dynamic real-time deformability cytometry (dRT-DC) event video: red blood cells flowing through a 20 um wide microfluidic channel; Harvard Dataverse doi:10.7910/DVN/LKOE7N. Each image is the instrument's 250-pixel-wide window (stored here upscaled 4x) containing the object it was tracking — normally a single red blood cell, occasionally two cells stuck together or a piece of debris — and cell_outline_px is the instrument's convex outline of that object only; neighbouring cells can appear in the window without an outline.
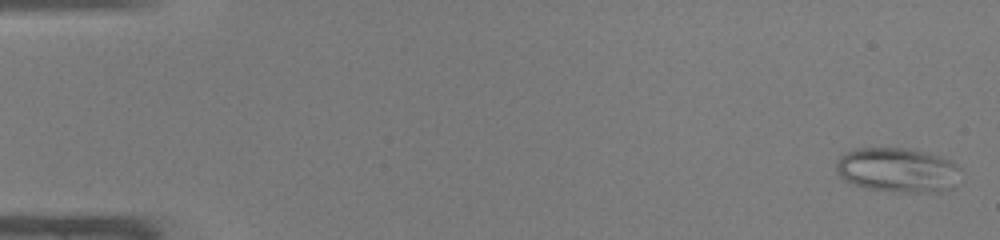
{"species": "common noctule bat (a hibernating species)", "species_latin": "Nyctalus noctula", "temperature_condition": "warm", "stored_images_in_passage": 47, "camera_frame_rate_fps": 3000, "um_per_image_px": 0.085, "animal": {"sex": "male", "body_mass_g": 19.0, "forearm_length_mm": 50.8}, "frame": {"image": 1, "passage_image": 1, "time_ms": 0.0, "image_size_px": [1000, 240], "cell_outline_px": [[960, 168], [956, 184], [952, 188], [940, 192], [900, 192], [864, 188], [840, 176], [836, 172], [836, 164], [840, 156], [844, 152], [856, 148], [904, 148], [924, 152], [940, 156], [952, 160]], "centroid_in_image_um": [76.31, 14.45], "position_along_channel_um": 8.7, "area_um2": 32.37}}
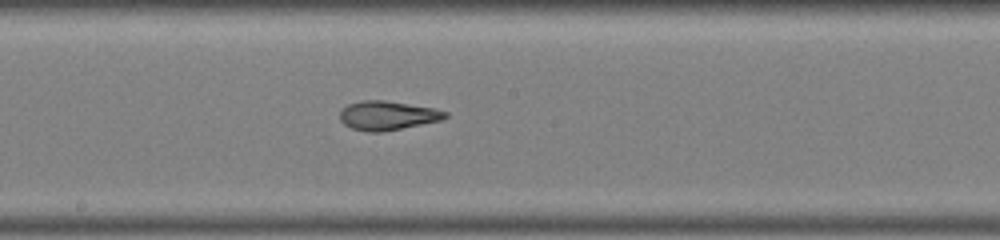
{"frame": {"image": 2, "passage_image": 26, "time_ms": 8.333, "image_size_px": [1000, 240], "cell_outline_px": [[448, 116], [440, 120], [380, 132], [368, 132], [352, 128], [344, 124], [340, 120], [340, 108], [348, 104], [360, 100], [384, 100], [432, 108], [448, 112]], "centroid_in_image_um": [32.87, 9.81], "position_along_channel_um": 215.3, "area_um2": 17.63}}
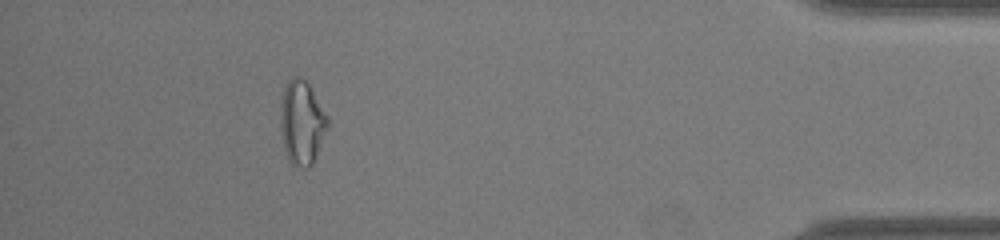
{"frame": {"image": 3, "passage_image": 43, "time_ms": 14.0, "image_size_px": [1000, 240], "cell_outline_px": [[328, 128], [312, 164], [308, 168], [304, 168], [292, 164], [288, 160], [284, 148], [280, 128], [280, 104], [284, 88], [288, 80], [292, 76], [300, 76], [308, 84], [328, 116]], "centroid_in_image_um": [25.64, 10.41], "position_along_channel_um": 409.6, "area_um2": 23.12}, "authors_computed_cell_mechanics": {"area_um2": 20.5768, "velocity_mm_per_s": 4.28, "shape_relaxation_time_tau1_ms": null, "shape_relaxation_time_tau2_ms": 2.4709, "deformation_change_tau1": null, "deformation_change_tau2": 0.07}}